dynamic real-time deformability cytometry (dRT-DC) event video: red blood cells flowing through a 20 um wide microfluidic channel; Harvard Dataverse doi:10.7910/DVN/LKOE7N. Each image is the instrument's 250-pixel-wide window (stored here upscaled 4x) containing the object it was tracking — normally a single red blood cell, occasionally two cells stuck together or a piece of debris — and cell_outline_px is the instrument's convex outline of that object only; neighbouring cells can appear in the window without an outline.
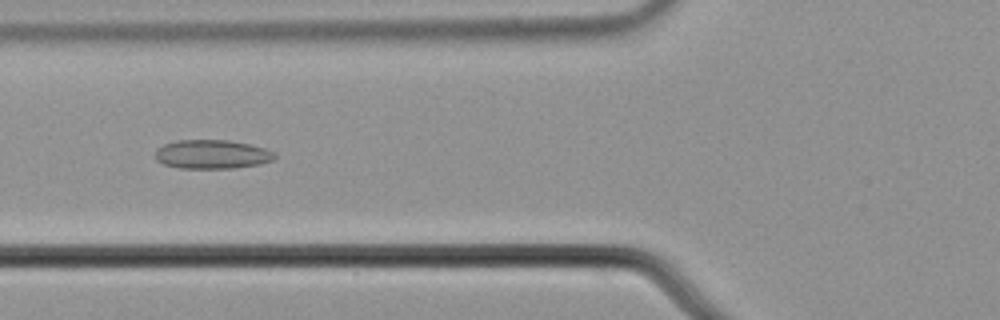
{"species": "common noctule bat (a hibernating species)", "species_latin": "Nyctalus noctula", "temperature_condition": "cold", "stored_images_in_passage": 40, "camera_frame_rate_fps": 3000, "um_per_image_px": 0.085, "animal": {"sex": "male", "body_mass_g": 21.5, "forearm_length_mm": 52.0}, "frame": {"image": 1, "passage_image": 6, "time_ms": 1.667, "image_size_px": [1000, 320], "cell_outline_px": [[276, 156], [272, 160], [260, 164], [236, 168], [180, 168], [164, 164], [156, 160], [156, 148], [164, 144], [176, 140], [228, 140], [248, 144], [264, 148], [276, 152]], "centroid_in_image_um": [18.02, 13.11], "position_along_channel_um": 107.8, "area_um2": 20.17}}
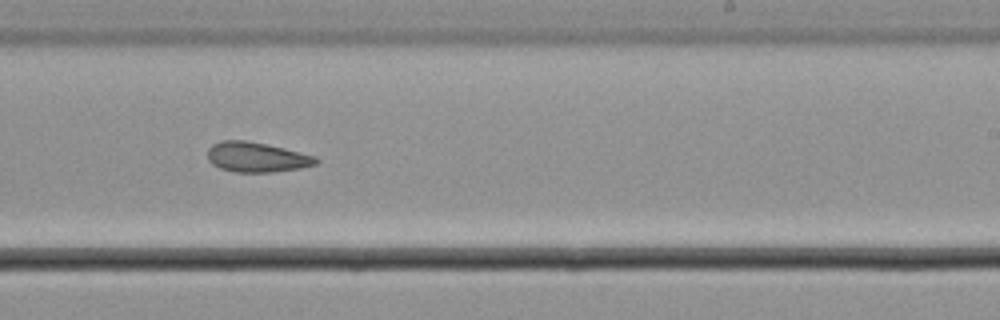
{"frame": {"image": 2, "passage_image": 19, "time_ms": 6.0, "image_size_px": [1000, 320], "cell_outline_px": [[320, 160], [316, 164], [300, 168], [272, 172], [236, 172], [220, 168], [212, 164], [208, 160], [208, 148], [212, 144], [220, 140], [244, 140], [284, 148], [316, 156]], "centroid_in_image_um": [21.8, 13.35], "position_along_channel_um": 267.2, "area_um2": 18.9}}
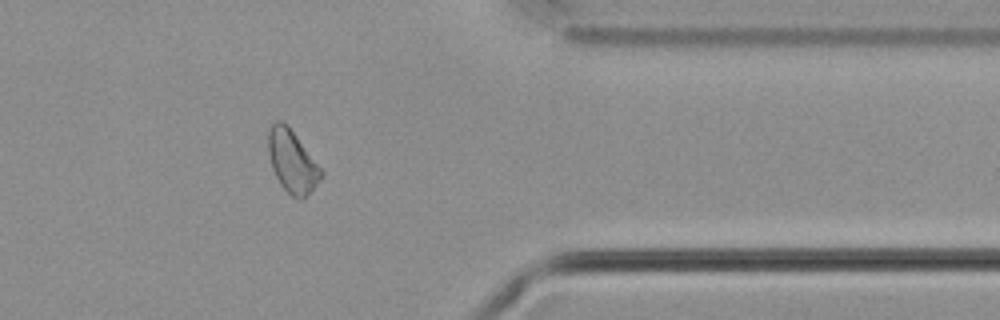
{"frame": {"image": 3, "passage_image": 30, "time_ms": 9.667, "image_size_px": [1000, 320], "cell_outline_px": [[324, 172], [320, 180], [300, 200], [292, 196], [280, 184], [272, 168], [268, 152], [268, 128], [276, 120], [280, 120], [288, 124]], "centroid_in_image_um": [24.81, 13.67], "position_along_channel_um": 386.6, "area_um2": 19.07}, "authors_computed_cell_mechanics": {"area_um2": 19.1896, "velocity_mm_per_s": 3.6797, "shape_relaxation_time_tau1_ms": null, "shape_relaxation_time_tau2_ms": 3.2889, "deformation_change_tau1": null, "deformation_change_tau2": 0.0641}}